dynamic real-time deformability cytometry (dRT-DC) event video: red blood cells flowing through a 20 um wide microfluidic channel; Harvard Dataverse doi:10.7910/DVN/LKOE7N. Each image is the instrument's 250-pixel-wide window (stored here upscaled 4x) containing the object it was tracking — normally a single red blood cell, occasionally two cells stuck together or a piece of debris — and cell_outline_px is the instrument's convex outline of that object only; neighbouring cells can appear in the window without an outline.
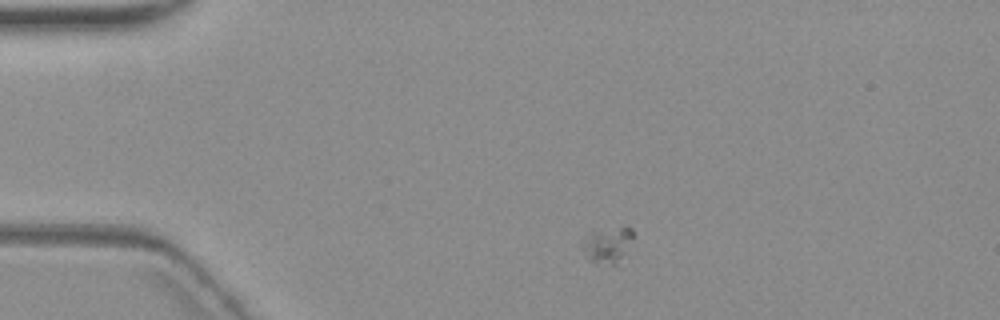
{"species": "common noctule bat (a hibernating species)", "species_latin": "Nyctalus noctula", "temperature_condition": "warm", "stored_images_in_passage": 4, "camera_frame_rate_fps": 3000, "um_per_image_px": 0.085, "animal": {"sex": "female", "body_mass_g": 19.3, "forearm_length_mm": 54.1}, "frame": {"image": 1, "passage_image": 1, "time_ms": 0.0, "image_size_px": [1000, 320], "cell_outline_px": [[632, 236], [616, 268], [596, 264], [588, 260], [580, 248], [584, 236], [592, 232], [620, 228], [632, 228]], "centroid_in_image_um": [51.54, 20.92], "position_along_channel_um": 33.5, "area_um2": 10.58}}
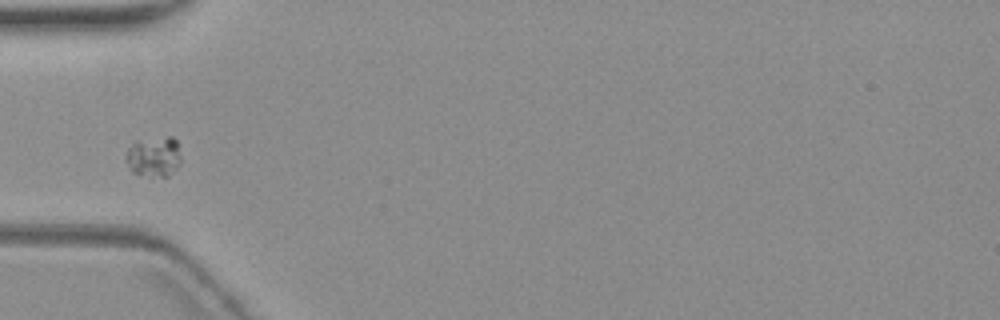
{"frame": {"image": 2, "passage_image": 3, "time_ms": 2.667, "image_size_px": [1000, 320], "cell_outline_px": [[180, 164], [168, 176], [152, 176], [132, 172], [124, 160], [124, 156], [128, 148], [136, 140], [168, 136], [172, 136], [176, 140], [180, 156]], "centroid_in_image_um": [13.05, 13.29], "position_along_channel_um": 72.0, "area_um2": 13.01}}
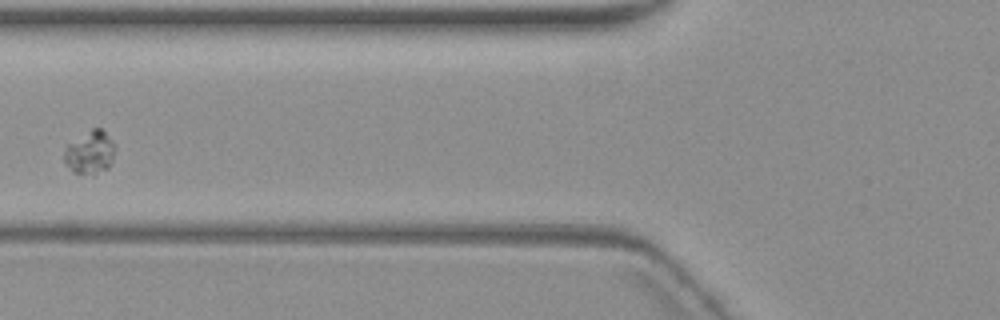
{"frame": {"image": 3, "passage_image": 4, "time_ms": 4.0, "image_size_px": [1000, 320], "cell_outline_px": [[116, 148], [112, 160], [108, 168], [96, 172], [72, 172], [64, 164], [64, 152], [68, 144], [92, 128], [100, 128], [116, 144]], "centroid_in_image_um": [7.65, 12.93], "position_along_channel_um": 118.2, "area_um2": 12.48}}